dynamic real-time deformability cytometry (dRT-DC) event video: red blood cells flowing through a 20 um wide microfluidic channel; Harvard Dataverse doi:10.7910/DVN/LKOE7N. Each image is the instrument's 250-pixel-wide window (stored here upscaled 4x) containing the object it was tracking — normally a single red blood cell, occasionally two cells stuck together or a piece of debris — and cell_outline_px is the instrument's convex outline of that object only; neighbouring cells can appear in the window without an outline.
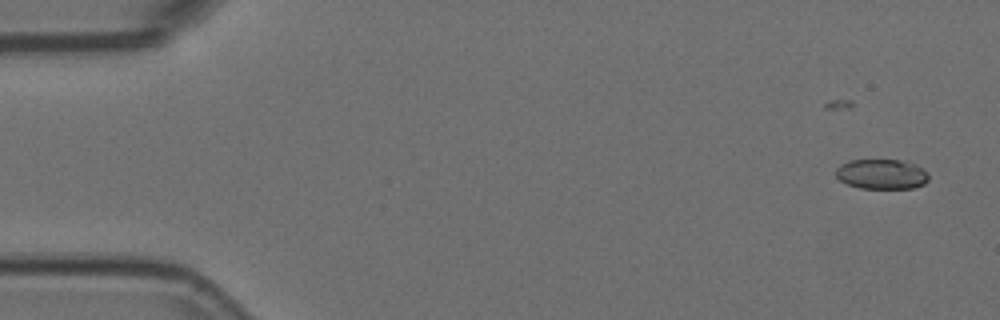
{"species": "Egyptian fruit bat (a non-hibernating species)", "species_latin": "Rousettus aegyptiacus", "temperature_condition": "room temperature", "stored_images_in_passage": 5, "camera_frame_rate_fps": 3000, "um_per_image_px": 0.085, "animal": {"sex": "female"}, "frame": {"image": 1, "passage_image": 1, "time_ms": 0.0, "image_size_px": [1000, 320], "cell_outline_px": [[928, 180], [924, 184], [912, 188], [860, 188], [848, 184], [840, 180], [836, 176], [836, 168], [840, 164], [848, 160], [908, 160], [916, 164], [928, 176]], "centroid_in_image_um": [74.92, 14.79], "position_along_channel_um": 10.1, "area_um2": 16.18}}
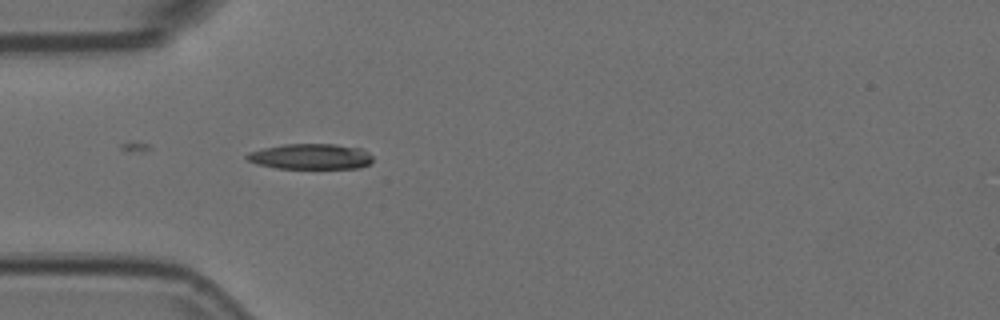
{"frame": {"image": 2, "passage_image": 5, "time_ms": 1.333, "image_size_px": [1000, 320], "cell_outline_px": [[372, 160], [368, 164], [360, 168], [276, 168], [256, 164], [248, 160], [244, 156], [248, 152], [264, 148], [284, 144], [336, 144], [360, 148], [368, 152], [372, 156]], "centroid_in_image_um": [26.39, 13.3], "position_along_channel_um": 58.6, "area_um2": 18.73}}